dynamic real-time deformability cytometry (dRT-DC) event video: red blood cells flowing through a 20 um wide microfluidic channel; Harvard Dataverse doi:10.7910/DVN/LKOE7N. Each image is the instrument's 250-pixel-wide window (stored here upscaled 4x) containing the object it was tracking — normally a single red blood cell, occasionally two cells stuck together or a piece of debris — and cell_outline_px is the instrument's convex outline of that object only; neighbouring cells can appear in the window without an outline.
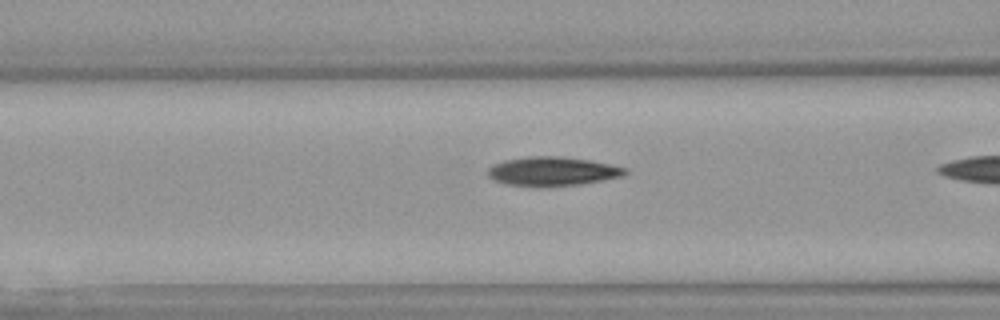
{"species": "Egyptian fruit bat (a non-hibernating species)", "species_latin": "Rousettus aegyptiacus", "temperature_condition": "warm", "stored_images_in_passage": 8, "camera_frame_rate_fps": 3000, "um_per_image_px": 0.085, "animal": {"sex": "female"}, "frame": {"image": 1, "passage_image": 7, "time_ms": 2.0, "image_size_px": [1000, 320], "cell_outline_px": [[628, 172], [620, 176], [580, 184], [540, 188], [536, 188], [504, 184], [492, 180], [488, 176], [488, 168], [492, 164], [504, 160], [528, 156], [560, 156], [592, 160], [624, 168]], "centroid_in_image_um": [46.85, 14.58], "position_along_channel_um": 119.8, "area_um2": 23.52}}